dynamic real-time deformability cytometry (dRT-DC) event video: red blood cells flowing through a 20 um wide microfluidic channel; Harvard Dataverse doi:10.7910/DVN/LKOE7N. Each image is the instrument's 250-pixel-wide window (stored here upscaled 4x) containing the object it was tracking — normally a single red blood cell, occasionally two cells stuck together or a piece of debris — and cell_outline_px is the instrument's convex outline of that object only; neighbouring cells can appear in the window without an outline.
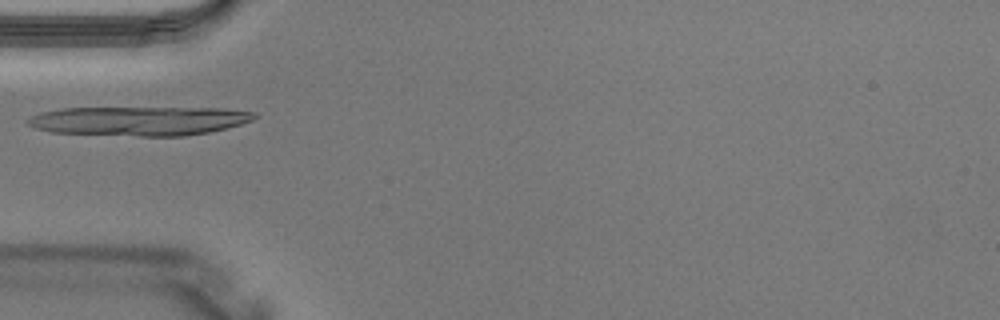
{"species": "Egyptian fruit bat (a non-hibernating species)", "species_latin": "Rousettus aegyptiacus", "temperature_condition": "warm", "stored_images_in_passage": 3, "camera_frame_rate_fps": 3000, "um_per_image_px": 0.085, "animal": {"sex": "male"}, "frame": {"image": 1, "passage_image": 3, "time_ms": 0.667, "image_size_px": [1000, 320], "cell_outline_px": [[260, 116], [252, 120], [228, 128], [208, 132], [184, 136], [140, 136], [52, 132], [36, 128], [28, 124], [24, 120], [40, 112], [60, 108], [220, 108], [256, 112]], "centroid_in_image_um": [11.85, 10.27], "position_along_channel_um": 73.1, "area_um2": 38.55}}